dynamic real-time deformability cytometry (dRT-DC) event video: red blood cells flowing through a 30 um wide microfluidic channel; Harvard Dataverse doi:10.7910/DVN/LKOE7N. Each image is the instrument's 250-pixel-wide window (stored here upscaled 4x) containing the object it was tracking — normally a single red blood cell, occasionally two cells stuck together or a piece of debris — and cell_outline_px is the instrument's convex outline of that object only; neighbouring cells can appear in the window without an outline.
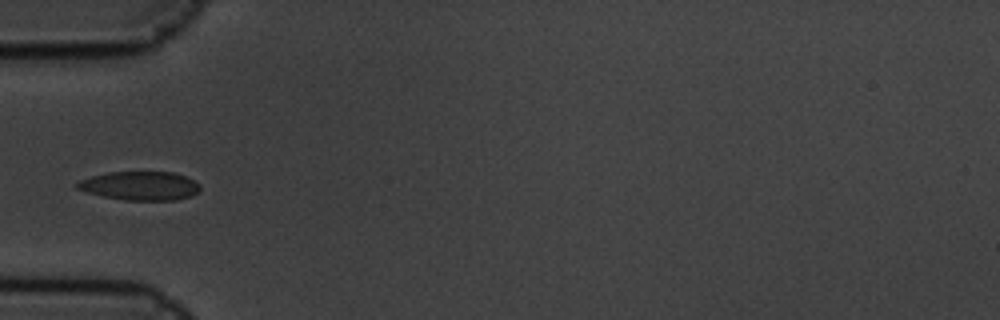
{"species": "common noctule bat (a hibernating species)", "species_latin": "Nyctalus noctula", "temperature_condition": "cold", "stored_images_in_passage": 6, "camera_frame_rate_fps": 3000, "um_per_image_px": 0.085, "animal": {"sex": "male", "body_mass_g": 19.5, "forearm_length_mm": 54.6}, "frame": {"image": 1, "passage_image": 4, "time_ms": 1.0, "image_size_px": [1000, 320], "cell_outline_px": [[200, 192], [192, 196], [176, 200], [124, 200], [104, 196], [88, 192], [76, 188], [72, 184], [80, 180], [92, 176], [108, 172], [172, 172], [184, 176], [200, 184]], "centroid_in_image_um": [11.91, 15.8], "position_along_channel_um": 73.1, "area_um2": 20.63}}
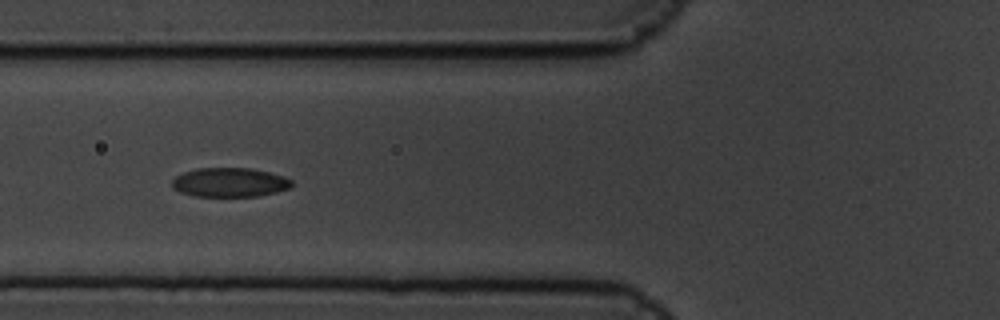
{"frame": {"image": 2, "passage_image": 5, "time_ms": 1.333, "image_size_px": [1000, 320], "cell_outline_px": [[292, 184], [288, 188], [276, 192], [256, 196], [192, 196], [180, 192], [172, 188], [172, 180], [176, 176], [184, 172], [196, 168], [252, 168], [284, 176], [292, 180]], "centroid_in_image_um": [19.49, 15.5], "position_along_channel_um": 106.3, "area_um2": 20.35}}
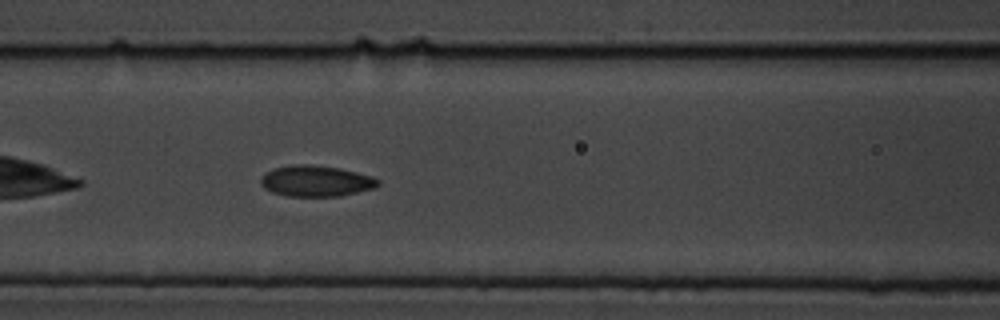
{"frame": {"image": 3, "passage_image": 6, "time_ms": 1.667, "image_size_px": [1000, 320], "cell_outline_px": [[380, 184], [376, 188], [340, 196], [288, 196], [272, 192], [264, 188], [260, 184], [260, 180], [264, 172], [272, 168], [292, 164], [308, 164], [340, 168], [372, 176], [380, 180]], "centroid_in_image_um": [26.85, 15.38], "position_along_channel_um": 139.8, "area_um2": 21.44}}